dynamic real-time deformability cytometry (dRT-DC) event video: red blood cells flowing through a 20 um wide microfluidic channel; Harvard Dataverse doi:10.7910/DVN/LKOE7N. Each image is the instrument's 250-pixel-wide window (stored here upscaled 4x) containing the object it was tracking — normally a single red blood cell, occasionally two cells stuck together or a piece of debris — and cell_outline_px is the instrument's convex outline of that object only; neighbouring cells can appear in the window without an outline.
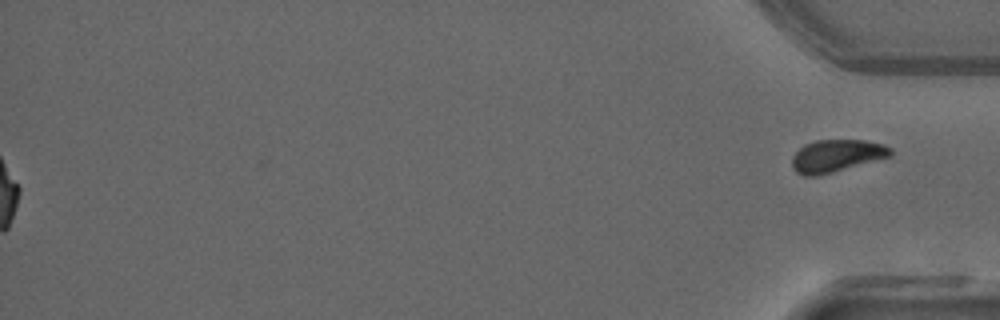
{"species": "common noctule bat (a hibernating species)", "species_latin": "Nyctalus noctula", "temperature_condition": "warm", "stored_images_in_passage": 40, "segment_of_instrument_passage": [2, 2], "camera_frame_rate_fps": 3000, "um_per_image_px": 0.085, "animal": {"sex": "male", "forearm_length_mm": 52.5}, "frame": {"image": 1, "passage_image": 40, "time_ms": 13.0, "image_size_px": [1000, 320], "cell_outline_px": [[892, 156], [832, 172], [816, 176], [804, 176], [796, 172], [792, 168], [792, 156], [804, 144], [816, 140], [864, 140], [884, 144], [892, 148]], "centroid_in_image_um": [71.1, 13.24], "position_along_channel_um": 364.1, "area_um2": 18.61}}